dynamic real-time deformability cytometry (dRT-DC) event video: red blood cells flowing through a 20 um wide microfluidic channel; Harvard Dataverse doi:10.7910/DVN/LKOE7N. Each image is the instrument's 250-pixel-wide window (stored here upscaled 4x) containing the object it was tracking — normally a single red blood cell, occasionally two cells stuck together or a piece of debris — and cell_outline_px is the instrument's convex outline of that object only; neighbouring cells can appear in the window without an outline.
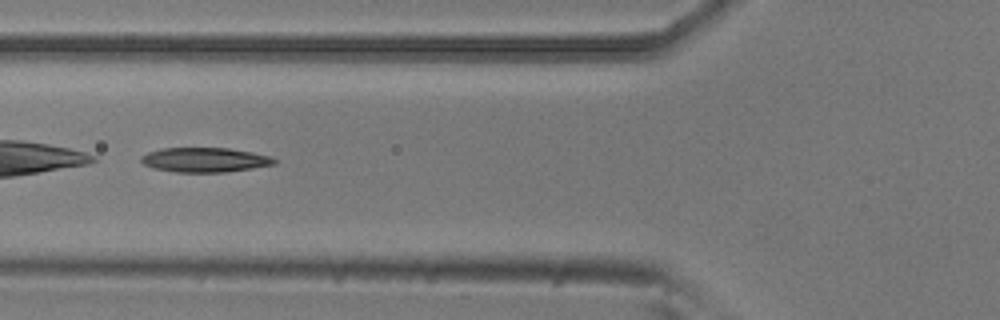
{"species": "common noctule bat (a hibernating species)", "species_latin": "Nyctalus noctula", "temperature_condition": "room temperature", "stored_images_in_passage": 6, "camera_frame_rate_fps": 3000, "um_per_image_px": 0.085, "animal": {"sex": "male", "body_mass_g": 20.5, "forearm_length_mm": 52.5}, "frame": {"image": 1, "passage_image": 3, "time_ms": 0.667, "image_size_px": [1000, 320], "cell_outline_px": [[276, 164], [252, 168], [224, 172], [176, 172], [152, 168], [144, 164], [140, 160], [140, 156], [148, 152], [160, 148], [228, 148], [252, 152], [272, 156], [276, 160]], "centroid_in_image_um": [17.39, 13.58], "position_along_channel_um": 108.4, "area_um2": 19.13}}
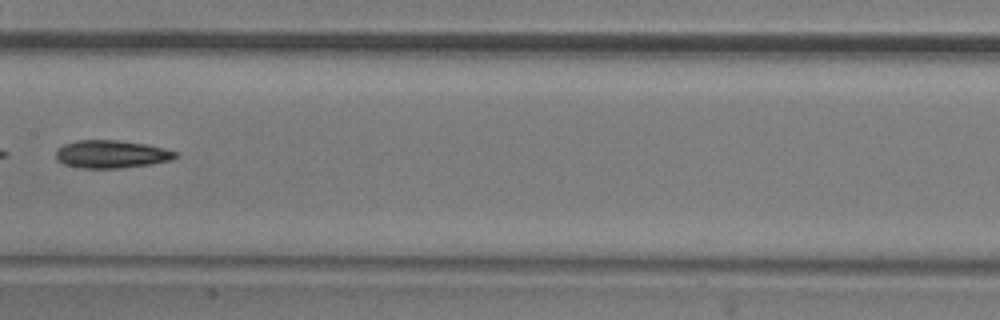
{"frame": {"image": 2, "passage_image": 5, "time_ms": 1.333, "image_size_px": [1000, 320], "cell_outline_px": [[180, 156], [172, 160], [152, 164], [120, 168], [80, 168], [64, 164], [56, 160], [56, 152], [64, 144], [80, 140], [116, 140], [144, 144], [164, 148], [180, 152]], "centroid_in_image_um": [9.53, 13.11], "position_along_channel_um": 197.9, "area_um2": 19.48}}
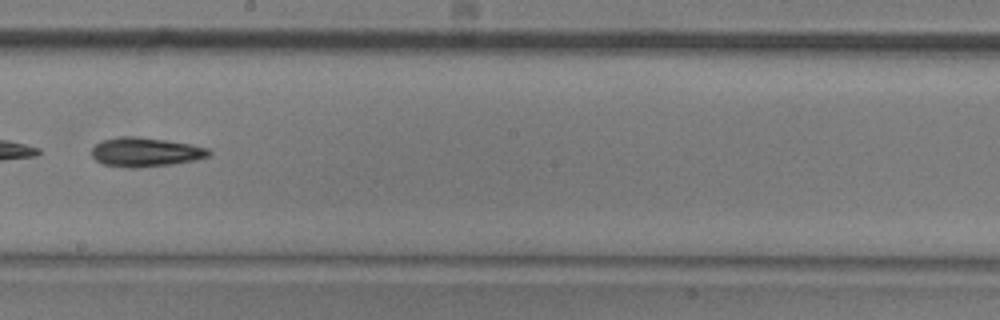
{"frame": {"image": 3, "passage_image": 6, "time_ms": 1.667, "image_size_px": [1000, 320], "cell_outline_px": [[212, 156], [196, 160], [172, 164], [136, 168], [128, 168], [104, 164], [96, 160], [92, 156], [92, 148], [100, 140], [120, 136], [140, 136], [192, 144], [208, 148], [212, 152]], "centroid_in_image_um": [12.39, 12.92], "position_along_channel_um": 235.8, "area_um2": 20.23}}